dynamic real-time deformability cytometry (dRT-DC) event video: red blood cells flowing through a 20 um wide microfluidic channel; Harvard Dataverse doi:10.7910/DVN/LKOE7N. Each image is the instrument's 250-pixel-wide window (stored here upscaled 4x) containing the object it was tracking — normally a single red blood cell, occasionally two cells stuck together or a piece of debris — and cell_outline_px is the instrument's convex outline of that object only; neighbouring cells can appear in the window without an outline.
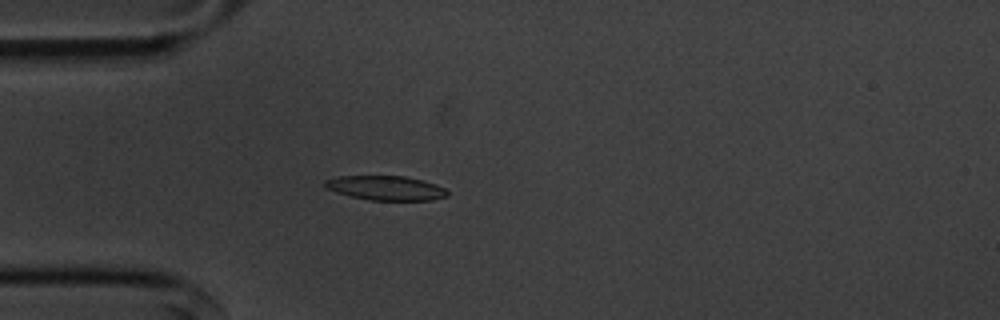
{"species": "common noctule bat (a hibernating species)", "species_latin": "Nyctalus noctula", "temperature_condition": "cold", "stored_images_in_passage": 55, "camera_frame_rate_fps": 3000, "um_per_image_px": 0.085, "animal": {"sex": "male", "body_mass_g": 20.1, "forearm_length_mm": 53.5}, "frame": {"image": 1, "passage_image": 15, "time_ms": 4.667, "image_size_px": [1000, 320], "cell_outline_px": [[448, 196], [432, 200], [368, 200], [336, 192], [324, 188], [324, 180], [336, 176], [404, 176], [436, 184], [444, 188], [448, 192]], "centroid_in_image_um": [32.76, 15.98], "position_along_channel_um": 52.2, "area_um2": 17.4}}
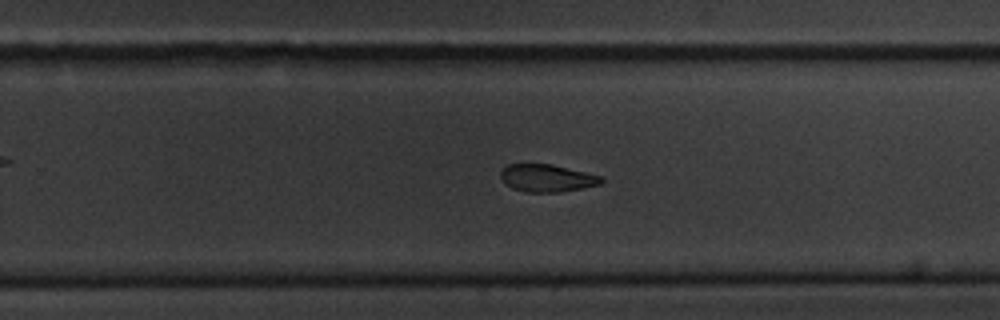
{"frame": {"image": 2, "passage_image": 35, "time_ms": 11.333, "image_size_px": [1000, 320], "cell_outline_px": [[604, 180], [600, 184], [560, 192], [524, 192], [512, 188], [504, 184], [500, 176], [500, 172], [508, 164], [552, 164], [600, 176]], "centroid_in_image_um": [46.44, 15.14], "position_along_channel_um": 283.4, "area_um2": 16.01}}
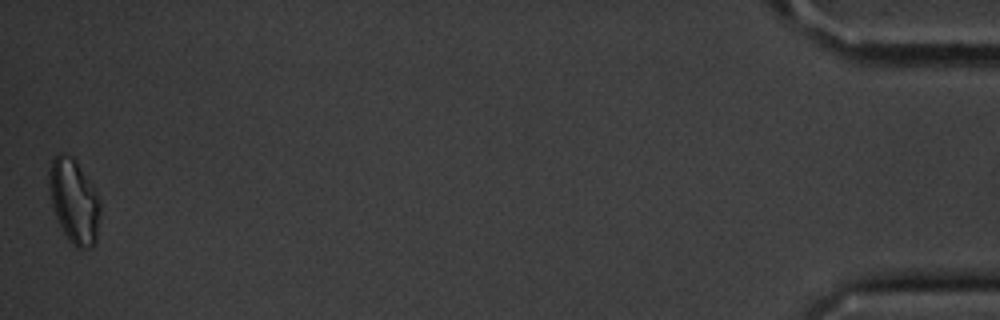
{"frame": {"image": 3, "passage_image": 55, "time_ms": 18.0, "image_size_px": [1000, 320], "cell_outline_px": [[100, 212], [96, 240], [88, 248], [76, 248], [72, 244], [64, 232], [56, 216], [52, 204], [48, 184], [48, 172], [52, 160], [56, 152], [64, 152], [72, 156], [76, 160], [96, 192], [100, 200]], "centroid_in_image_um": [6.28, 17.04], "position_along_channel_um": 428.9, "area_um2": 24.97}, "authors_computed_cell_mechanics": {"area_um2": 17.4556, "velocity_mm_per_s": 3.5752, "shape_relaxation_time_tau1_ms": 2.9459, "shape_relaxation_time_tau2_ms": 3.4938, "deformation_change_tau1": 0.1154, "deformation_change_tau2": 0.0923}}